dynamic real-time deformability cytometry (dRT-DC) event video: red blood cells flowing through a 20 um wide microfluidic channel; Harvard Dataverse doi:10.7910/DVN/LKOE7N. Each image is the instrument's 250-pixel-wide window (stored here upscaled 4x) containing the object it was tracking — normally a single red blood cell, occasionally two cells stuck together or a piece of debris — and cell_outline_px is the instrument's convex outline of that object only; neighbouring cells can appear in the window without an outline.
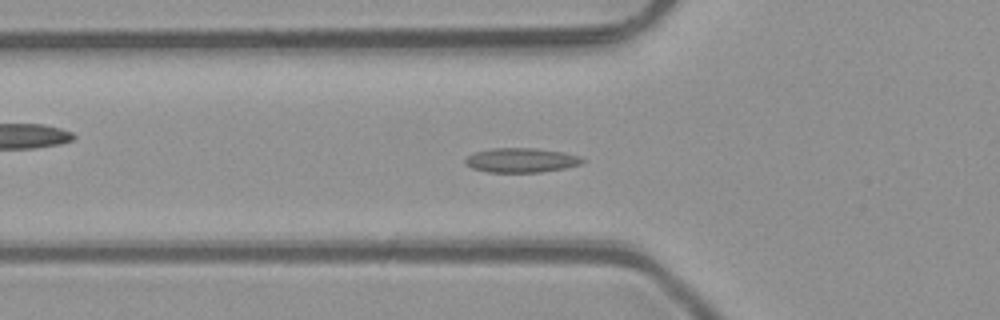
{"species": "common noctule bat (a hibernating species)", "species_latin": "Nyctalus noctula", "temperature_condition": "room temperature", "stored_images_in_passage": 46, "camera_frame_rate_fps": 3000, "um_per_image_px": 0.085, "animal": {"sex": "male", "body_mass_g": 23.1, "forearm_length_mm": 52.7}, "frame": {"image": 1, "passage_image": 12, "time_ms": 3.667, "image_size_px": [1000, 320], "cell_outline_px": [[584, 160], [580, 164], [564, 168], [540, 172], [488, 172], [472, 168], [464, 164], [464, 160], [468, 156], [476, 152], [492, 148], [536, 148], [564, 152], [580, 156]], "centroid_in_image_um": [44.29, 13.61], "position_along_channel_um": 81.5, "area_um2": 16.65}}
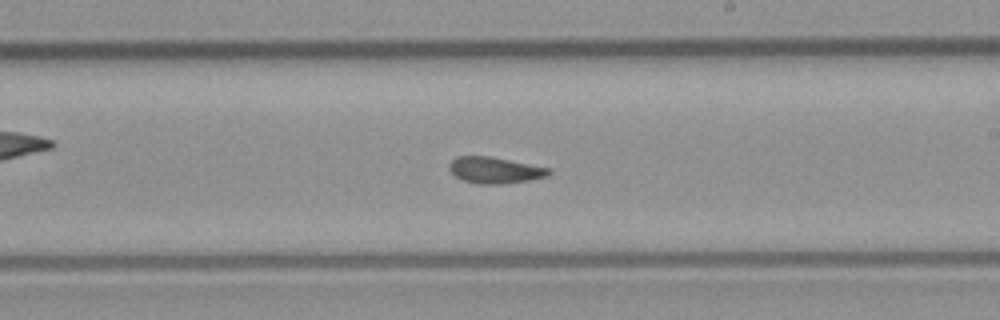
{"frame": {"image": 2, "passage_image": 24, "time_ms": 7.667, "image_size_px": [1000, 320], "cell_outline_px": [[552, 172], [548, 176], [528, 180], [500, 184], [476, 184], [464, 180], [456, 176], [448, 168], [448, 164], [456, 156], [488, 156], [552, 168]], "centroid_in_image_um": [42.07, 14.46], "position_along_channel_um": 246.9, "area_um2": 15.26}}
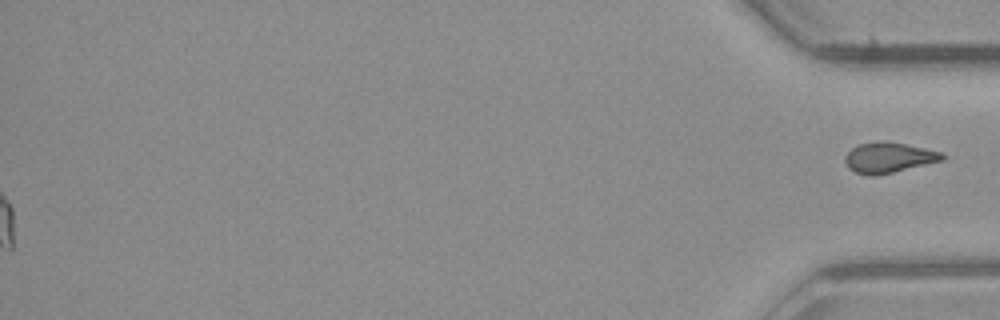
{"frame": {"image": 3, "passage_image": 46, "time_ms": 15.0, "image_size_px": [1000, 320], "cell_outline_px": [[944, 160], [892, 172], [872, 176], [856, 172], [848, 168], [844, 160], [844, 156], [852, 148], [860, 144], [880, 140], [904, 144], [924, 148], [940, 152], [944, 156]], "centroid_in_image_um": [75.5, 13.39], "position_along_channel_um": 359.7, "area_um2": 16.94}}